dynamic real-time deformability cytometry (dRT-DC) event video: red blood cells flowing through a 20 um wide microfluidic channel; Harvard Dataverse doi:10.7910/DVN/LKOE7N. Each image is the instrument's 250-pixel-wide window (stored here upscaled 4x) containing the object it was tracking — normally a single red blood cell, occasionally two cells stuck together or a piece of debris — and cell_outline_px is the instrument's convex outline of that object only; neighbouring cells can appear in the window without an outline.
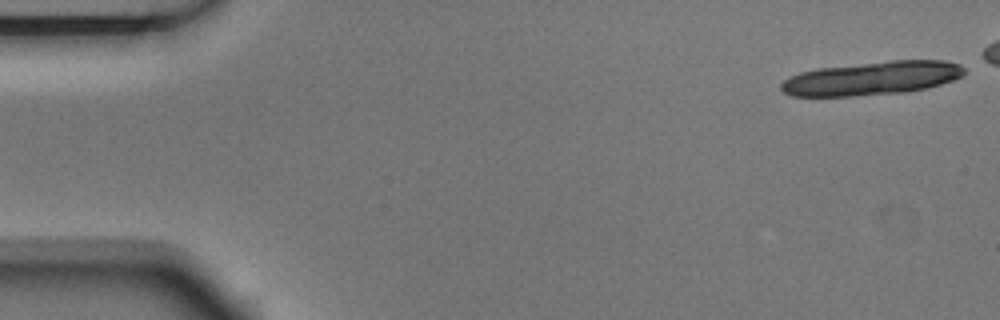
{"species": "Egyptian fruit bat (a non-hibernating species)", "species_latin": "Rousettus aegyptiacus", "temperature_condition": "room temperature", "stored_images_in_passage": 6, "camera_frame_rate_fps": 3000, "um_per_image_px": 0.085, "animal": {"sex": "male"}, "frame": {"image": 1, "passage_image": 1, "time_ms": 0.0, "image_size_px": [1000, 320], "cell_outline_px": [[964, 76], [928, 88], [908, 92], [852, 96], [792, 96], [784, 92], [780, 88], [780, 84], [784, 80], [800, 72], [816, 68], [892, 60], [944, 60], [960, 64], [964, 68]], "centroid_in_image_um": [74.13, 6.65], "position_along_channel_um": 10.9, "area_um2": 36.01}}
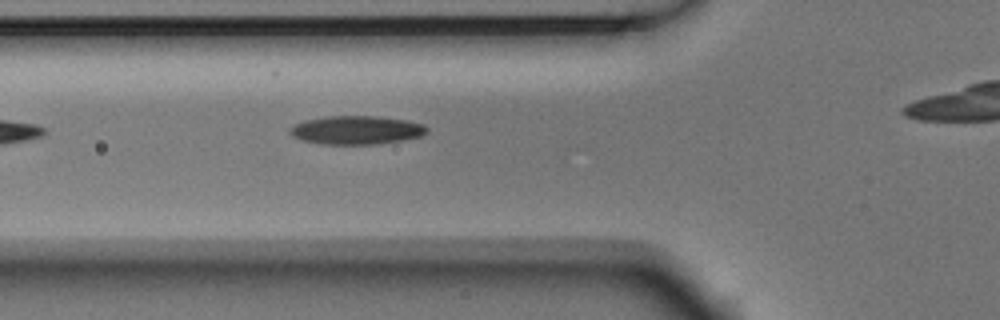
{"frame": {"image": 2, "passage_image": 6, "time_ms": 1.667, "image_size_px": [1000, 320], "cell_outline_px": [[428, 132], [420, 136], [400, 140], [376, 144], [320, 144], [304, 140], [292, 136], [288, 132], [288, 128], [304, 120], [328, 116], [376, 116], [408, 120], [424, 124], [428, 128]], "centroid_in_image_um": [30.29, 11.05], "position_along_channel_um": 95.5, "area_um2": 22.77}}